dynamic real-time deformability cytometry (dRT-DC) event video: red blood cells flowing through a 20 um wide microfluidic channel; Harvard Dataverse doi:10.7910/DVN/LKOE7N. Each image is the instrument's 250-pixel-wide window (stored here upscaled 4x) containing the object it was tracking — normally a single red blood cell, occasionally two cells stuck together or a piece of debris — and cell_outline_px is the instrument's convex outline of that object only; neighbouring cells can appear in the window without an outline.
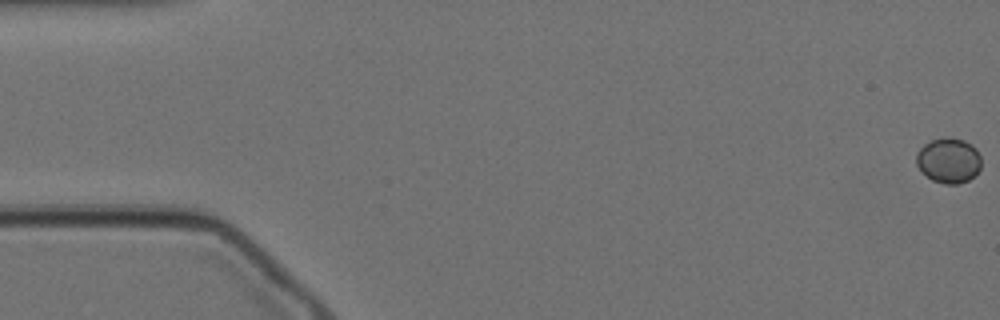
{"species": "Egyptian fruit bat (a non-hibernating species)", "species_latin": "Rousettus aegyptiacus", "temperature_condition": "cold", "stored_images_in_passage": 51, "camera_frame_rate_fps": 3000, "um_per_image_px": 0.085, "animal": {"sex": "female"}, "frame": {"image": 1, "passage_image": 1, "time_ms": 0.0, "image_size_px": [1000, 320], "cell_outline_px": [[980, 168], [968, 180], [956, 184], [944, 184], [932, 180], [916, 164], [916, 152], [928, 140], [944, 136], [952, 136], [964, 140], [972, 144], [976, 148], [980, 156]], "centroid_in_image_um": [80.62, 13.59], "position_along_channel_um": 4.4, "area_um2": 17.22}}
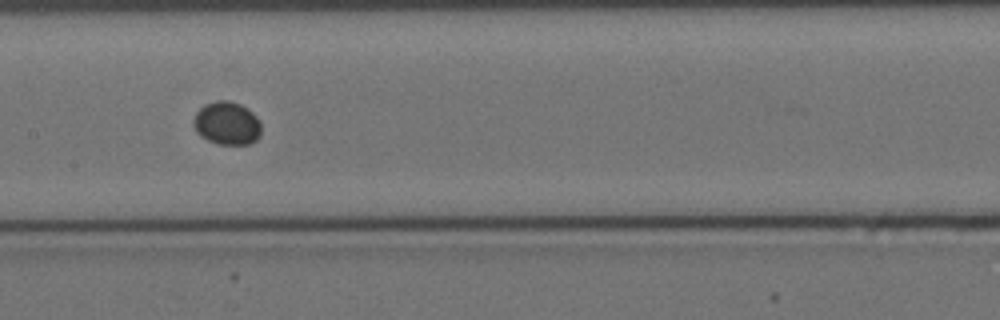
{"frame": {"image": 2, "passage_image": 29, "time_ms": 9.333, "image_size_px": [1000, 320], "cell_outline_px": [[260, 136], [256, 140], [248, 144], [220, 144], [208, 140], [200, 136], [196, 132], [192, 124], [192, 120], [196, 112], [204, 104], [216, 100], [228, 100], [240, 104], [248, 108], [260, 120]], "centroid_in_image_um": [19.27, 10.46], "position_along_channel_um": 188.1, "area_um2": 17.22}}
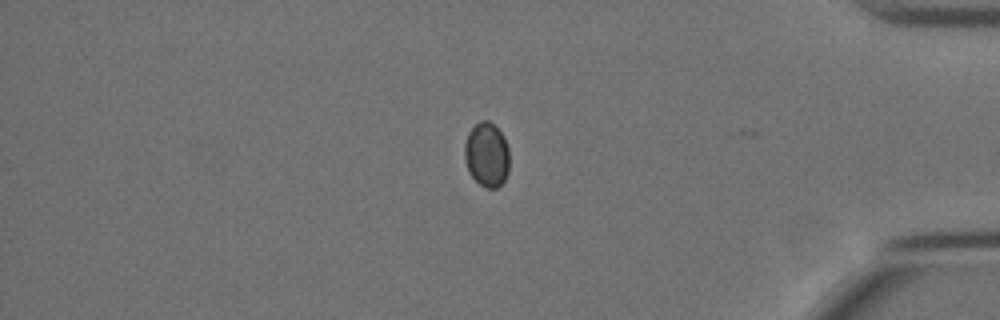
{"frame": {"image": 3, "passage_image": 50, "time_ms": 16.333, "image_size_px": [1000, 320], "cell_outline_px": [[508, 172], [504, 180], [496, 188], [484, 188], [468, 172], [464, 156], [464, 144], [468, 132], [480, 120], [488, 120], [504, 136], [508, 148]], "centroid_in_image_um": [41.35, 13.15], "position_along_channel_um": 393.8, "area_um2": 16.82}}